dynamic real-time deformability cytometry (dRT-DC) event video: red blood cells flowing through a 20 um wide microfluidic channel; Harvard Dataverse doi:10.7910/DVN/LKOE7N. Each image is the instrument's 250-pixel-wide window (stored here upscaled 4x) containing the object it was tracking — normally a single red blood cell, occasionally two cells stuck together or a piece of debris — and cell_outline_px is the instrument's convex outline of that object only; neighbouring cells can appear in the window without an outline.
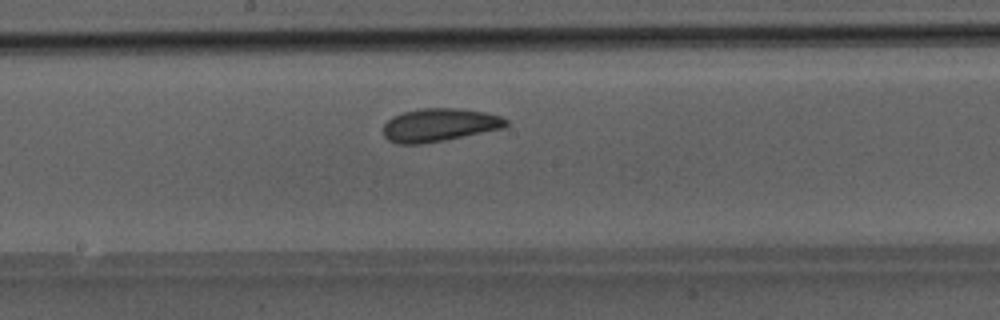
{"species": "Egyptian fruit bat (a non-hibernating species)", "species_latin": "Rousettus aegyptiacus", "temperature_condition": "room temperature", "stored_images_in_passage": 33, "camera_frame_rate_fps": 3000, "um_per_image_px": 0.085, "animal": {"sex": "male"}, "frame": {"image": 1, "passage_image": 19, "time_ms": 6.0, "image_size_px": [1000, 320], "cell_outline_px": [[508, 124], [504, 128], [444, 140], [420, 144], [396, 144], [388, 140], [384, 136], [384, 124], [392, 116], [416, 108], [456, 108], [484, 112], [500, 116], [508, 120]], "centroid_in_image_um": [37.32, 10.62], "position_along_channel_um": 210.9, "area_um2": 23.7}}